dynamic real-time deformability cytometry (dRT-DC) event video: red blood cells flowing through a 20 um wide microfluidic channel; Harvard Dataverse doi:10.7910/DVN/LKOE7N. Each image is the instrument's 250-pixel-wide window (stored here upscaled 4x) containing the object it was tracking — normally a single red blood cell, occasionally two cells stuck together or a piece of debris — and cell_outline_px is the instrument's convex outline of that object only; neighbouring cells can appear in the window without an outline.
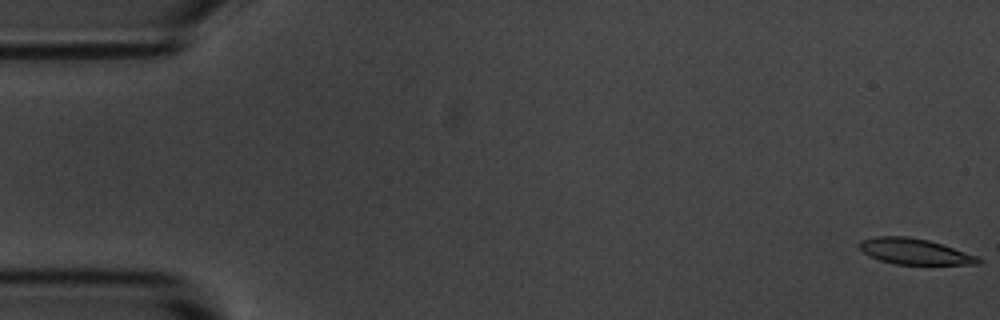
{"species": "common noctule bat (a hibernating species)", "species_latin": "Nyctalus noctula", "temperature_condition": "room temperature", "stored_images_in_passage": 55, "camera_frame_rate_fps": 3000, "um_per_image_px": 0.085, "animal": {"sex": "male", "body_mass_g": 20.1, "forearm_length_mm": 53.5}, "frame": {"image": 1, "passage_image": 1, "time_ms": 0.0, "image_size_px": [1000, 320], "cell_outline_px": [[984, 260], [980, 264], [896, 264], [880, 260], [868, 256], [860, 248], [860, 240], [876, 236], [908, 236], [928, 240], [976, 256]], "centroid_in_image_um": [77.71, 21.37], "position_along_channel_um": 7.3, "area_um2": 17.63}}
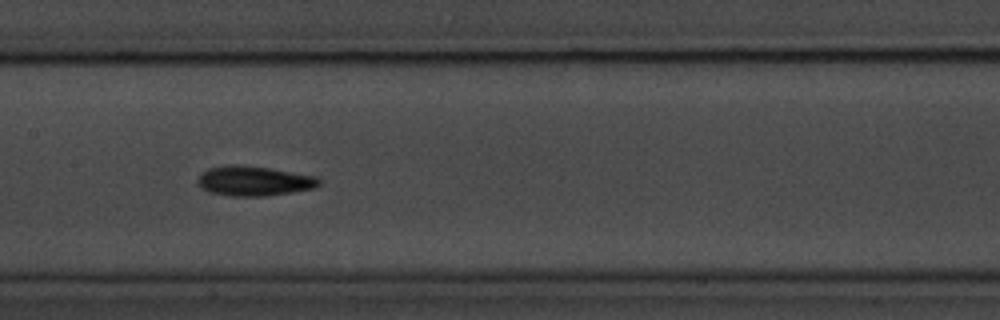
{"frame": {"image": 2, "passage_image": 27, "time_ms": 8.667, "image_size_px": [1000, 320], "cell_outline_px": [[320, 184], [316, 188], [268, 196], [228, 196], [208, 192], [200, 188], [196, 184], [196, 180], [200, 172], [208, 168], [228, 164], [236, 164], [268, 168], [316, 176], [320, 180]], "centroid_in_image_um": [21.52, 15.38], "position_along_channel_um": 185.9, "area_um2": 21.44}}
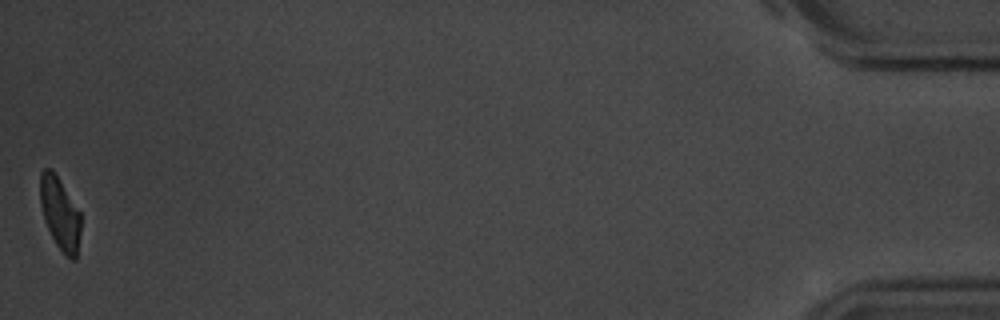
{"frame": {"image": 3, "passage_image": 55, "time_ms": 18.0, "image_size_px": [1000, 320], "cell_outline_px": [[80, 232], [76, 260], [72, 260], [64, 256], [56, 244], [44, 220], [40, 204], [40, 172], [44, 168], [52, 168], [80, 212]], "centroid_in_image_um": [5.09, 18.15], "position_along_channel_um": 430.1, "area_um2": 17.17}, "authors_computed_cell_mechanics": {"area_um2": 19.074, "velocity_mm_per_s": 3.6575, "shape_relaxation_time_tau1_ms": 4.1541, "shape_relaxation_time_tau2_ms": null, "deformation_change_tau1": 0.1619, "deformation_change_tau2": null}}